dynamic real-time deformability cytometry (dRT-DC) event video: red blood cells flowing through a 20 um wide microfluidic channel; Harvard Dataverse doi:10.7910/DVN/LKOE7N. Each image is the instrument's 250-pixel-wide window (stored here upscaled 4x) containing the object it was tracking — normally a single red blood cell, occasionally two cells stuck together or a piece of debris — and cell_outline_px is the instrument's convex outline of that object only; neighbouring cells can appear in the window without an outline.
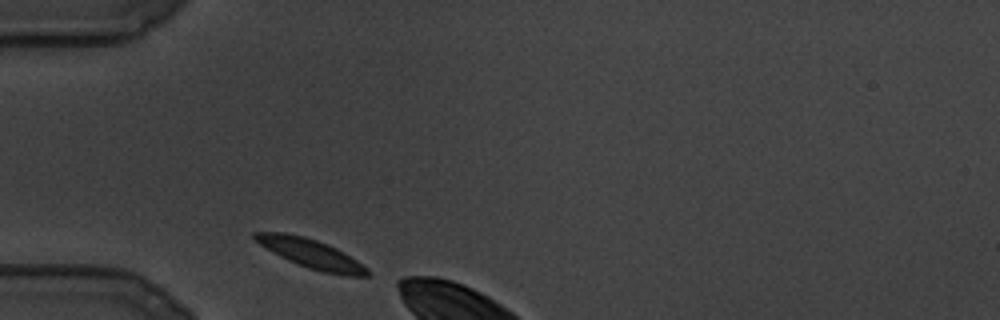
{"species": "common noctule bat (a hibernating species)", "species_latin": "Nyctalus noctula", "temperature_condition": "cold", "stored_images_in_passage": 6, "camera_frame_rate_fps": 3000, "um_per_image_px": 0.085, "animal": {"sex": "male", "body_mass_g": 19.5, "forearm_length_mm": 54.6}, "frame": {"image": 1, "passage_image": 1, "time_ms": 0.0, "image_size_px": [1000, 320], "cell_outline_px": [[368, 276], [344, 276], [324, 272], [308, 268], [288, 260], [272, 252], [252, 240], [252, 232], [284, 232], [304, 236], [328, 244], [344, 252], [368, 268]], "centroid_in_image_um": [26.39, 21.54], "position_along_channel_um": 58.6, "area_um2": 19.13}}